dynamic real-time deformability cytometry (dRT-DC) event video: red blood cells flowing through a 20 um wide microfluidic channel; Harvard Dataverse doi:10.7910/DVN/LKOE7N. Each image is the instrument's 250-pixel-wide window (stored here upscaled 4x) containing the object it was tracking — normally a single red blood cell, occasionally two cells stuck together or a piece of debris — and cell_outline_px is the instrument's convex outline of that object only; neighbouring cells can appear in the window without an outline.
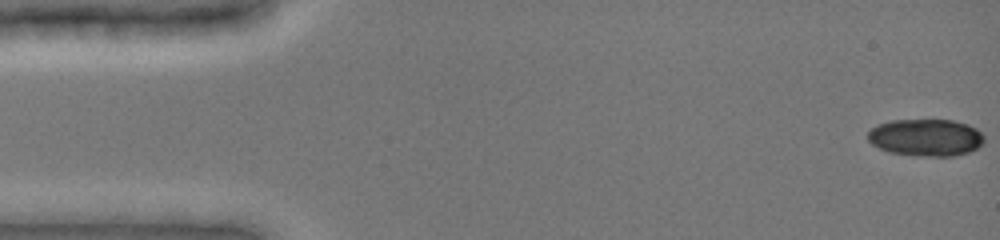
{"species": "common noctule bat (a hibernating species)", "species_latin": "Nyctalus noctula", "temperature_condition": "cold", "stored_images_in_passage": 48, "camera_frame_rate_fps": 3000, "um_per_image_px": 0.085, "animal": {"sex": "female", "body_mass_g": 19.0, "forearm_length_mm": 51.5}, "frame": {"image": 1, "passage_image": 1, "time_ms": 0.0, "image_size_px": [1000, 240], "cell_outline_px": [[984, 140], [976, 148], [968, 152], [956, 156], [920, 156], [888, 152], [872, 144], [868, 140], [868, 132], [876, 124], [892, 120], [952, 120], [968, 124], [976, 128], [984, 136]], "centroid_in_image_um": [78.68, 11.68], "position_along_channel_um": 6.3, "area_um2": 25.2}}
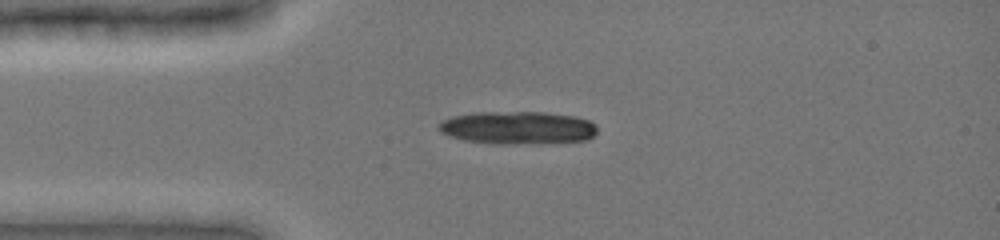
{"frame": {"image": 2, "passage_image": 12, "time_ms": 3.667, "image_size_px": [1000, 240], "cell_outline_px": [[596, 132], [588, 140], [504, 144], [496, 144], [464, 140], [448, 136], [440, 132], [436, 128], [440, 120], [452, 116], [472, 112], [544, 112], [576, 116], [588, 120], [596, 124]], "centroid_in_image_um": [43.93, 10.84], "position_along_channel_um": 41.1, "area_um2": 30.46}}